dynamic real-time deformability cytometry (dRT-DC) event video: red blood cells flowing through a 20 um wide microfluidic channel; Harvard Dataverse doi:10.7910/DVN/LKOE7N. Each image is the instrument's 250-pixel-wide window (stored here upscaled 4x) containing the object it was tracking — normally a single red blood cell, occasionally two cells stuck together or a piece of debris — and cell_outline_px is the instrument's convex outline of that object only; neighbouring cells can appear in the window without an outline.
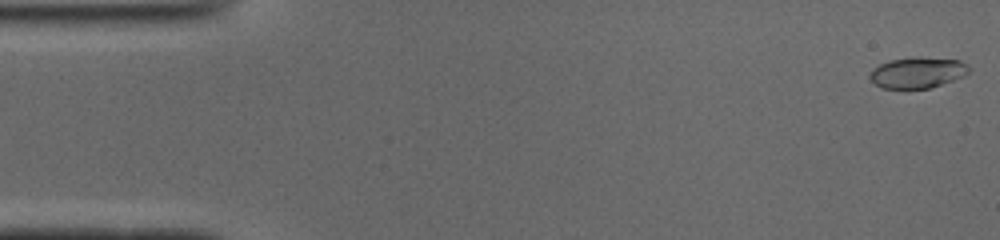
{"species": "common noctule bat (a hibernating species)", "species_latin": "Nyctalus noctula", "temperature_condition": "cold", "stored_images_in_passage": 51, "camera_frame_rate_fps": 3000, "um_per_image_px": 0.085, "animal": {"sex": "male", "body_mass_g": 19.0, "forearm_length_mm": 50.8}, "frame": {"image": 1, "passage_image": 1, "time_ms": 0.0, "image_size_px": [1000, 240], "cell_outline_px": [[972, 68], [964, 76], [928, 88], [880, 88], [868, 76], [868, 72], [872, 68], [888, 60], [960, 60]], "centroid_in_image_um": [77.94, 6.22], "position_along_channel_um": 7.1, "area_um2": 16.94}}
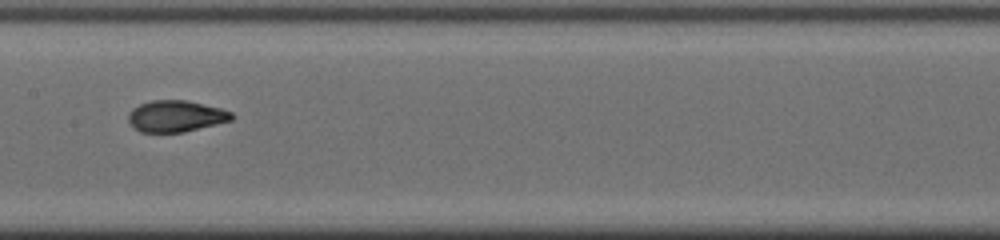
{"frame": {"image": 2, "passage_image": 25, "time_ms": 8.0, "image_size_px": [1000, 240], "cell_outline_px": [[236, 116], [232, 120], [184, 132], [140, 132], [132, 128], [128, 120], [128, 112], [132, 108], [140, 104], [152, 100], [188, 100], [220, 108], [232, 112]], "centroid_in_image_um": [14.93, 9.87], "position_along_channel_um": 192.5, "area_um2": 19.13}}
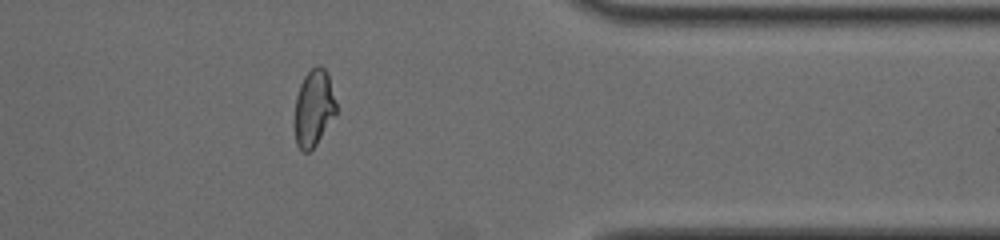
{"frame": {"image": 3, "passage_image": 41, "time_ms": 13.333, "image_size_px": [1000, 240], "cell_outline_px": [[336, 112], [316, 144], [308, 152], [304, 152], [296, 144], [296, 96], [300, 84], [304, 76], [316, 64], [320, 64], [328, 72], [336, 104]], "centroid_in_image_um": [26.68, 9.12], "position_along_channel_um": 384.7, "area_um2": 18.15}, "authors_computed_cell_mechanics": {"area_um2": 18.9584, "velocity_mm_per_s": 3.9286, "shape_relaxation_time_tau1_ms": 3.1829, "shape_relaxation_time_tau2_ms": 0.988, "deformation_change_tau1": 0.1804, "deformation_change_tau2": 0.0658}}